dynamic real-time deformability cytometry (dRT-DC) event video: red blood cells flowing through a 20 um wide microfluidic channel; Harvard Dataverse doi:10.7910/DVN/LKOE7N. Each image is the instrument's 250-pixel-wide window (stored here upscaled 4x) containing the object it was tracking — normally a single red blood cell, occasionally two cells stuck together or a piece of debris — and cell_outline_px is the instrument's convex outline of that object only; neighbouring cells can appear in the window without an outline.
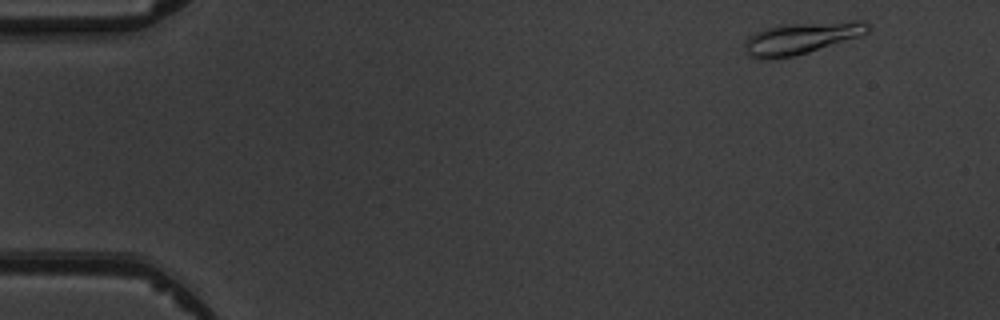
{"species": "common noctule bat (a hibernating species)", "species_latin": "Nyctalus noctula", "temperature_condition": "warm", "stored_images_in_passage": 2, "camera_frame_rate_fps": 3000, "um_per_image_px": 0.085, "animal": {"sex": "male", "body_mass_g": 19.5, "forearm_length_mm": 54.6}, "frame": {"image": 1, "passage_image": 2, "time_ms": 1.333, "image_size_px": [1000, 320], "cell_outline_px": [[872, 28], [868, 32], [860, 36], [796, 56], [764, 60], [760, 60], [748, 56], [744, 52], [744, 44], [748, 36], [756, 32], [780, 24], [852, 20], [864, 20], [872, 24]], "centroid_in_image_um": [68.14, 3.23], "position_along_channel_um": 16.9, "area_um2": 23.41}}